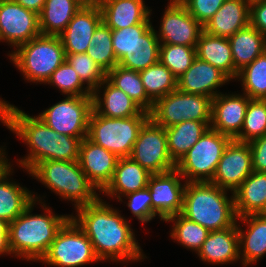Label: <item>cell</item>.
I'll return each mask as SVG.
<instances>
[{
    "instance_id": "1",
    "label": "cell",
    "mask_w": 266,
    "mask_h": 267,
    "mask_svg": "<svg viewBox=\"0 0 266 267\" xmlns=\"http://www.w3.org/2000/svg\"><path fill=\"white\" fill-rule=\"evenodd\" d=\"M112 207L100 197L77 208L71 218L88 236L100 261L127 264L147 259L129 221Z\"/></svg>"
},
{
    "instance_id": "2",
    "label": "cell",
    "mask_w": 266,
    "mask_h": 267,
    "mask_svg": "<svg viewBox=\"0 0 266 267\" xmlns=\"http://www.w3.org/2000/svg\"><path fill=\"white\" fill-rule=\"evenodd\" d=\"M0 122L26 144L28 154L17 159L29 173L46 160L78 161L81 139L56 132L41 119L0 98Z\"/></svg>"
},
{
    "instance_id": "3",
    "label": "cell",
    "mask_w": 266,
    "mask_h": 267,
    "mask_svg": "<svg viewBox=\"0 0 266 267\" xmlns=\"http://www.w3.org/2000/svg\"><path fill=\"white\" fill-rule=\"evenodd\" d=\"M36 193L34 202L14 221L9 223V247L14 257L27 262H39L47 253L58 231L71 218V215H56L52 208L45 205ZM39 203L43 214H33L34 206Z\"/></svg>"
},
{
    "instance_id": "4",
    "label": "cell",
    "mask_w": 266,
    "mask_h": 267,
    "mask_svg": "<svg viewBox=\"0 0 266 267\" xmlns=\"http://www.w3.org/2000/svg\"><path fill=\"white\" fill-rule=\"evenodd\" d=\"M210 181L186 182L181 213L209 231L224 230L236 225L234 194Z\"/></svg>"
},
{
    "instance_id": "5",
    "label": "cell",
    "mask_w": 266,
    "mask_h": 267,
    "mask_svg": "<svg viewBox=\"0 0 266 267\" xmlns=\"http://www.w3.org/2000/svg\"><path fill=\"white\" fill-rule=\"evenodd\" d=\"M63 200L74 202L75 210L96 202L100 194L81 169L79 161L46 160L29 173Z\"/></svg>"
},
{
    "instance_id": "6",
    "label": "cell",
    "mask_w": 266,
    "mask_h": 267,
    "mask_svg": "<svg viewBox=\"0 0 266 267\" xmlns=\"http://www.w3.org/2000/svg\"><path fill=\"white\" fill-rule=\"evenodd\" d=\"M28 82L45 84L51 74L65 61L59 36L40 34L21 44L7 55Z\"/></svg>"
},
{
    "instance_id": "7",
    "label": "cell",
    "mask_w": 266,
    "mask_h": 267,
    "mask_svg": "<svg viewBox=\"0 0 266 267\" xmlns=\"http://www.w3.org/2000/svg\"><path fill=\"white\" fill-rule=\"evenodd\" d=\"M149 118V112L144 110L127 118H108L92 110L87 138L119 158L130 157L139 132Z\"/></svg>"
},
{
    "instance_id": "8",
    "label": "cell",
    "mask_w": 266,
    "mask_h": 267,
    "mask_svg": "<svg viewBox=\"0 0 266 267\" xmlns=\"http://www.w3.org/2000/svg\"><path fill=\"white\" fill-rule=\"evenodd\" d=\"M232 139L208 128L192 148L176 163L182 182L211 181L222 154Z\"/></svg>"
},
{
    "instance_id": "9",
    "label": "cell",
    "mask_w": 266,
    "mask_h": 267,
    "mask_svg": "<svg viewBox=\"0 0 266 267\" xmlns=\"http://www.w3.org/2000/svg\"><path fill=\"white\" fill-rule=\"evenodd\" d=\"M98 261L101 262L88 236L70 218L39 262L54 267H80Z\"/></svg>"
},
{
    "instance_id": "10",
    "label": "cell",
    "mask_w": 266,
    "mask_h": 267,
    "mask_svg": "<svg viewBox=\"0 0 266 267\" xmlns=\"http://www.w3.org/2000/svg\"><path fill=\"white\" fill-rule=\"evenodd\" d=\"M211 101L208 96L176 89L157 99L149 115L156 124L164 128L187 120L211 122Z\"/></svg>"
},
{
    "instance_id": "11",
    "label": "cell",
    "mask_w": 266,
    "mask_h": 267,
    "mask_svg": "<svg viewBox=\"0 0 266 267\" xmlns=\"http://www.w3.org/2000/svg\"><path fill=\"white\" fill-rule=\"evenodd\" d=\"M64 97L37 117L56 132L82 140L88 134L89 118L93 110L92 95Z\"/></svg>"
},
{
    "instance_id": "12",
    "label": "cell",
    "mask_w": 266,
    "mask_h": 267,
    "mask_svg": "<svg viewBox=\"0 0 266 267\" xmlns=\"http://www.w3.org/2000/svg\"><path fill=\"white\" fill-rule=\"evenodd\" d=\"M130 157L151 174L176 168L170 157L165 128L149 118L141 128Z\"/></svg>"
},
{
    "instance_id": "13",
    "label": "cell",
    "mask_w": 266,
    "mask_h": 267,
    "mask_svg": "<svg viewBox=\"0 0 266 267\" xmlns=\"http://www.w3.org/2000/svg\"><path fill=\"white\" fill-rule=\"evenodd\" d=\"M39 16L13 0L0 1V42L14 50L39 36Z\"/></svg>"
},
{
    "instance_id": "14",
    "label": "cell",
    "mask_w": 266,
    "mask_h": 267,
    "mask_svg": "<svg viewBox=\"0 0 266 267\" xmlns=\"http://www.w3.org/2000/svg\"><path fill=\"white\" fill-rule=\"evenodd\" d=\"M165 8L159 31L155 30L160 44L196 47L203 26L181 2H168Z\"/></svg>"
},
{
    "instance_id": "15",
    "label": "cell",
    "mask_w": 266,
    "mask_h": 267,
    "mask_svg": "<svg viewBox=\"0 0 266 267\" xmlns=\"http://www.w3.org/2000/svg\"><path fill=\"white\" fill-rule=\"evenodd\" d=\"M253 171L249 143L233 139L226 146L210 182L234 194Z\"/></svg>"
},
{
    "instance_id": "16",
    "label": "cell",
    "mask_w": 266,
    "mask_h": 267,
    "mask_svg": "<svg viewBox=\"0 0 266 267\" xmlns=\"http://www.w3.org/2000/svg\"><path fill=\"white\" fill-rule=\"evenodd\" d=\"M182 180L176 169L150 176L147 187L151 194L152 210L161 221L181 213L186 186Z\"/></svg>"
},
{
    "instance_id": "17",
    "label": "cell",
    "mask_w": 266,
    "mask_h": 267,
    "mask_svg": "<svg viewBox=\"0 0 266 267\" xmlns=\"http://www.w3.org/2000/svg\"><path fill=\"white\" fill-rule=\"evenodd\" d=\"M219 93L211 101L210 128L235 139L241 132L250 98L242 93Z\"/></svg>"
},
{
    "instance_id": "18",
    "label": "cell",
    "mask_w": 266,
    "mask_h": 267,
    "mask_svg": "<svg viewBox=\"0 0 266 267\" xmlns=\"http://www.w3.org/2000/svg\"><path fill=\"white\" fill-rule=\"evenodd\" d=\"M230 81L220 69L196 57L187 71L177 79V89L213 99L221 93L219 88Z\"/></svg>"
},
{
    "instance_id": "19",
    "label": "cell",
    "mask_w": 266,
    "mask_h": 267,
    "mask_svg": "<svg viewBox=\"0 0 266 267\" xmlns=\"http://www.w3.org/2000/svg\"><path fill=\"white\" fill-rule=\"evenodd\" d=\"M118 158L102 146L82 139L79 151V164L88 180L100 193L111 181Z\"/></svg>"
},
{
    "instance_id": "20",
    "label": "cell",
    "mask_w": 266,
    "mask_h": 267,
    "mask_svg": "<svg viewBox=\"0 0 266 267\" xmlns=\"http://www.w3.org/2000/svg\"><path fill=\"white\" fill-rule=\"evenodd\" d=\"M101 22L99 7H81L59 35L65 54L86 53L94 31Z\"/></svg>"
},
{
    "instance_id": "21",
    "label": "cell",
    "mask_w": 266,
    "mask_h": 267,
    "mask_svg": "<svg viewBox=\"0 0 266 267\" xmlns=\"http://www.w3.org/2000/svg\"><path fill=\"white\" fill-rule=\"evenodd\" d=\"M237 221L240 263L248 267L266 255V218L252 214L238 217ZM239 221L246 225V230Z\"/></svg>"
},
{
    "instance_id": "22",
    "label": "cell",
    "mask_w": 266,
    "mask_h": 267,
    "mask_svg": "<svg viewBox=\"0 0 266 267\" xmlns=\"http://www.w3.org/2000/svg\"><path fill=\"white\" fill-rule=\"evenodd\" d=\"M151 175L131 157L118 158L111 181L100 193L123 202V196L146 188Z\"/></svg>"
},
{
    "instance_id": "23",
    "label": "cell",
    "mask_w": 266,
    "mask_h": 267,
    "mask_svg": "<svg viewBox=\"0 0 266 267\" xmlns=\"http://www.w3.org/2000/svg\"><path fill=\"white\" fill-rule=\"evenodd\" d=\"M92 100L93 110L97 114L108 118L133 117L143 111L134 100L122 90L115 87L108 79L103 81L92 92Z\"/></svg>"
},
{
    "instance_id": "24",
    "label": "cell",
    "mask_w": 266,
    "mask_h": 267,
    "mask_svg": "<svg viewBox=\"0 0 266 267\" xmlns=\"http://www.w3.org/2000/svg\"><path fill=\"white\" fill-rule=\"evenodd\" d=\"M100 9L102 21L111 30L152 23V10L145 5L144 0H103Z\"/></svg>"
},
{
    "instance_id": "25",
    "label": "cell",
    "mask_w": 266,
    "mask_h": 267,
    "mask_svg": "<svg viewBox=\"0 0 266 267\" xmlns=\"http://www.w3.org/2000/svg\"><path fill=\"white\" fill-rule=\"evenodd\" d=\"M201 261L212 264H233L240 260L237 224L224 230L210 231L197 253Z\"/></svg>"
},
{
    "instance_id": "26",
    "label": "cell",
    "mask_w": 266,
    "mask_h": 267,
    "mask_svg": "<svg viewBox=\"0 0 266 267\" xmlns=\"http://www.w3.org/2000/svg\"><path fill=\"white\" fill-rule=\"evenodd\" d=\"M12 165L9 161L0 171V218L8 223L14 221L34 202L31 190L11 180L10 176L14 173Z\"/></svg>"
},
{
    "instance_id": "27",
    "label": "cell",
    "mask_w": 266,
    "mask_h": 267,
    "mask_svg": "<svg viewBox=\"0 0 266 267\" xmlns=\"http://www.w3.org/2000/svg\"><path fill=\"white\" fill-rule=\"evenodd\" d=\"M250 6L244 0H226L213 17L205 23L206 33L229 38L250 24Z\"/></svg>"
},
{
    "instance_id": "28",
    "label": "cell",
    "mask_w": 266,
    "mask_h": 267,
    "mask_svg": "<svg viewBox=\"0 0 266 267\" xmlns=\"http://www.w3.org/2000/svg\"><path fill=\"white\" fill-rule=\"evenodd\" d=\"M196 56L236 81L239 72L234 66L228 38L213 36L202 31L196 46Z\"/></svg>"
},
{
    "instance_id": "29",
    "label": "cell",
    "mask_w": 266,
    "mask_h": 267,
    "mask_svg": "<svg viewBox=\"0 0 266 267\" xmlns=\"http://www.w3.org/2000/svg\"><path fill=\"white\" fill-rule=\"evenodd\" d=\"M228 39L234 66L238 72L266 50V36L250 24Z\"/></svg>"
},
{
    "instance_id": "30",
    "label": "cell",
    "mask_w": 266,
    "mask_h": 267,
    "mask_svg": "<svg viewBox=\"0 0 266 267\" xmlns=\"http://www.w3.org/2000/svg\"><path fill=\"white\" fill-rule=\"evenodd\" d=\"M237 217L259 214L266 203V173L253 171L234 192Z\"/></svg>"
},
{
    "instance_id": "31",
    "label": "cell",
    "mask_w": 266,
    "mask_h": 267,
    "mask_svg": "<svg viewBox=\"0 0 266 267\" xmlns=\"http://www.w3.org/2000/svg\"><path fill=\"white\" fill-rule=\"evenodd\" d=\"M210 123L187 120L165 128L169 154L175 164L201 138L210 127Z\"/></svg>"
},
{
    "instance_id": "32",
    "label": "cell",
    "mask_w": 266,
    "mask_h": 267,
    "mask_svg": "<svg viewBox=\"0 0 266 267\" xmlns=\"http://www.w3.org/2000/svg\"><path fill=\"white\" fill-rule=\"evenodd\" d=\"M80 8L74 0H46L38 14L40 33L59 36Z\"/></svg>"
},
{
    "instance_id": "33",
    "label": "cell",
    "mask_w": 266,
    "mask_h": 267,
    "mask_svg": "<svg viewBox=\"0 0 266 267\" xmlns=\"http://www.w3.org/2000/svg\"><path fill=\"white\" fill-rule=\"evenodd\" d=\"M160 41L151 26L118 61V65L140 72L159 61Z\"/></svg>"
},
{
    "instance_id": "34",
    "label": "cell",
    "mask_w": 266,
    "mask_h": 267,
    "mask_svg": "<svg viewBox=\"0 0 266 267\" xmlns=\"http://www.w3.org/2000/svg\"><path fill=\"white\" fill-rule=\"evenodd\" d=\"M107 79L126 93L144 111L152 110L154 102L147 96L139 72L116 65L107 73Z\"/></svg>"
},
{
    "instance_id": "35",
    "label": "cell",
    "mask_w": 266,
    "mask_h": 267,
    "mask_svg": "<svg viewBox=\"0 0 266 267\" xmlns=\"http://www.w3.org/2000/svg\"><path fill=\"white\" fill-rule=\"evenodd\" d=\"M165 222H173V228L170 232L171 239L175 240L181 246L183 245L184 248L191 249L196 254L210 233L205 227L187 219L180 213L170 216Z\"/></svg>"
},
{
    "instance_id": "36",
    "label": "cell",
    "mask_w": 266,
    "mask_h": 267,
    "mask_svg": "<svg viewBox=\"0 0 266 267\" xmlns=\"http://www.w3.org/2000/svg\"><path fill=\"white\" fill-rule=\"evenodd\" d=\"M147 96L157 99L177 89V79L160 61L139 72Z\"/></svg>"
},
{
    "instance_id": "37",
    "label": "cell",
    "mask_w": 266,
    "mask_h": 267,
    "mask_svg": "<svg viewBox=\"0 0 266 267\" xmlns=\"http://www.w3.org/2000/svg\"><path fill=\"white\" fill-rule=\"evenodd\" d=\"M236 79L250 99L266 100V50L240 70Z\"/></svg>"
},
{
    "instance_id": "38",
    "label": "cell",
    "mask_w": 266,
    "mask_h": 267,
    "mask_svg": "<svg viewBox=\"0 0 266 267\" xmlns=\"http://www.w3.org/2000/svg\"><path fill=\"white\" fill-rule=\"evenodd\" d=\"M86 53L107 73L118 61L112 46V30L102 21L95 29Z\"/></svg>"
},
{
    "instance_id": "39",
    "label": "cell",
    "mask_w": 266,
    "mask_h": 267,
    "mask_svg": "<svg viewBox=\"0 0 266 267\" xmlns=\"http://www.w3.org/2000/svg\"><path fill=\"white\" fill-rule=\"evenodd\" d=\"M196 47L160 44L159 61L178 79L192 65L196 58Z\"/></svg>"
},
{
    "instance_id": "40",
    "label": "cell",
    "mask_w": 266,
    "mask_h": 267,
    "mask_svg": "<svg viewBox=\"0 0 266 267\" xmlns=\"http://www.w3.org/2000/svg\"><path fill=\"white\" fill-rule=\"evenodd\" d=\"M266 134V100L250 99L240 134L234 139L249 143Z\"/></svg>"
},
{
    "instance_id": "41",
    "label": "cell",
    "mask_w": 266,
    "mask_h": 267,
    "mask_svg": "<svg viewBox=\"0 0 266 267\" xmlns=\"http://www.w3.org/2000/svg\"><path fill=\"white\" fill-rule=\"evenodd\" d=\"M46 84L56 87L65 96L92 95V91L85 86L77 72L66 60L51 74Z\"/></svg>"
},
{
    "instance_id": "42",
    "label": "cell",
    "mask_w": 266,
    "mask_h": 267,
    "mask_svg": "<svg viewBox=\"0 0 266 267\" xmlns=\"http://www.w3.org/2000/svg\"><path fill=\"white\" fill-rule=\"evenodd\" d=\"M65 60L92 92L107 79V72L96 64L87 53L65 54Z\"/></svg>"
},
{
    "instance_id": "43",
    "label": "cell",
    "mask_w": 266,
    "mask_h": 267,
    "mask_svg": "<svg viewBox=\"0 0 266 267\" xmlns=\"http://www.w3.org/2000/svg\"><path fill=\"white\" fill-rule=\"evenodd\" d=\"M152 23H140L118 30H112V46L117 61L131 49L139 37L144 34Z\"/></svg>"
},
{
    "instance_id": "44",
    "label": "cell",
    "mask_w": 266,
    "mask_h": 267,
    "mask_svg": "<svg viewBox=\"0 0 266 267\" xmlns=\"http://www.w3.org/2000/svg\"><path fill=\"white\" fill-rule=\"evenodd\" d=\"M127 201V207L133 216L141 222L148 223L157 216L152 210L151 194L148 187L123 196Z\"/></svg>"
},
{
    "instance_id": "45",
    "label": "cell",
    "mask_w": 266,
    "mask_h": 267,
    "mask_svg": "<svg viewBox=\"0 0 266 267\" xmlns=\"http://www.w3.org/2000/svg\"><path fill=\"white\" fill-rule=\"evenodd\" d=\"M226 0H182L188 12L204 26Z\"/></svg>"
},
{
    "instance_id": "46",
    "label": "cell",
    "mask_w": 266,
    "mask_h": 267,
    "mask_svg": "<svg viewBox=\"0 0 266 267\" xmlns=\"http://www.w3.org/2000/svg\"><path fill=\"white\" fill-rule=\"evenodd\" d=\"M252 152L253 170L266 173V134L249 142Z\"/></svg>"
},
{
    "instance_id": "47",
    "label": "cell",
    "mask_w": 266,
    "mask_h": 267,
    "mask_svg": "<svg viewBox=\"0 0 266 267\" xmlns=\"http://www.w3.org/2000/svg\"><path fill=\"white\" fill-rule=\"evenodd\" d=\"M250 25L266 36V1L250 6Z\"/></svg>"
},
{
    "instance_id": "48",
    "label": "cell",
    "mask_w": 266,
    "mask_h": 267,
    "mask_svg": "<svg viewBox=\"0 0 266 267\" xmlns=\"http://www.w3.org/2000/svg\"><path fill=\"white\" fill-rule=\"evenodd\" d=\"M9 223L6 220L0 218V256L2 255H12L9 247Z\"/></svg>"
},
{
    "instance_id": "49",
    "label": "cell",
    "mask_w": 266,
    "mask_h": 267,
    "mask_svg": "<svg viewBox=\"0 0 266 267\" xmlns=\"http://www.w3.org/2000/svg\"><path fill=\"white\" fill-rule=\"evenodd\" d=\"M26 9L32 10L39 14L45 4L46 0H13Z\"/></svg>"
},
{
    "instance_id": "50",
    "label": "cell",
    "mask_w": 266,
    "mask_h": 267,
    "mask_svg": "<svg viewBox=\"0 0 266 267\" xmlns=\"http://www.w3.org/2000/svg\"><path fill=\"white\" fill-rule=\"evenodd\" d=\"M80 7H99L103 0H74Z\"/></svg>"
},
{
    "instance_id": "51",
    "label": "cell",
    "mask_w": 266,
    "mask_h": 267,
    "mask_svg": "<svg viewBox=\"0 0 266 267\" xmlns=\"http://www.w3.org/2000/svg\"><path fill=\"white\" fill-rule=\"evenodd\" d=\"M6 149L5 146L0 147V171L9 163L10 159L6 156Z\"/></svg>"
},
{
    "instance_id": "52",
    "label": "cell",
    "mask_w": 266,
    "mask_h": 267,
    "mask_svg": "<svg viewBox=\"0 0 266 267\" xmlns=\"http://www.w3.org/2000/svg\"><path fill=\"white\" fill-rule=\"evenodd\" d=\"M249 6L259 3V2H264L266 0H244Z\"/></svg>"
},
{
    "instance_id": "53",
    "label": "cell",
    "mask_w": 266,
    "mask_h": 267,
    "mask_svg": "<svg viewBox=\"0 0 266 267\" xmlns=\"http://www.w3.org/2000/svg\"><path fill=\"white\" fill-rule=\"evenodd\" d=\"M259 215L263 218H266V203L264 207L262 208V210L259 212Z\"/></svg>"
},
{
    "instance_id": "54",
    "label": "cell",
    "mask_w": 266,
    "mask_h": 267,
    "mask_svg": "<svg viewBox=\"0 0 266 267\" xmlns=\"http://www.w3.org/2000/svg\"><path fill=\"white\" fill-rule=\"evenodd\" d=\"M169 2H181L182 0H168Z\"/></svg>"
}]
</instances>
